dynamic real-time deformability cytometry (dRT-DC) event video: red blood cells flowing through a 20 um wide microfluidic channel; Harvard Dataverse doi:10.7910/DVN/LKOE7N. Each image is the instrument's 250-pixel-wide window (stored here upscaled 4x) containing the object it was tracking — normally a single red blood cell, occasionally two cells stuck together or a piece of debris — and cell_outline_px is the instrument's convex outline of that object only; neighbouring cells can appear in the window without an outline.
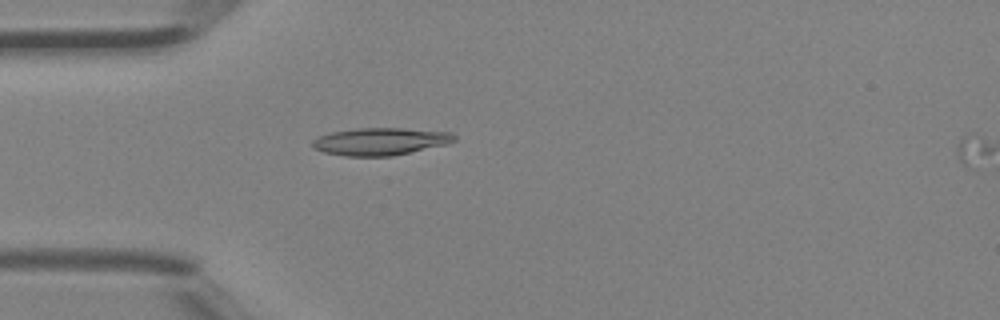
{"species": "Egyptian fruit bat (a non-hibernating species)", "species_latin": "Rousettus aegyptiacus", "temperature_condition": "room temperature", "stored_images_in_passage": 10, "camera_frame_rate_fps": 3000, "um_per_image_px": 0.085, "animal": {"sex": "female"}, "frame": {"image": 1, "passage_image": 9, "time_ms": 2.667, "image_size_px": [1000, 320], "cell_outline_px": [[456, 140], [448, 144], [392, 156], [344, 156], [324, 152], [312, 148], [312, 140], [320, 136], [332, 132], [356, 128], [400, 128], [452, 132], [456, 136]], "centroid_in_image_um": [32.34, 12.02], "position_along_channel_um": 52.7, "area_um2": 22.72}}